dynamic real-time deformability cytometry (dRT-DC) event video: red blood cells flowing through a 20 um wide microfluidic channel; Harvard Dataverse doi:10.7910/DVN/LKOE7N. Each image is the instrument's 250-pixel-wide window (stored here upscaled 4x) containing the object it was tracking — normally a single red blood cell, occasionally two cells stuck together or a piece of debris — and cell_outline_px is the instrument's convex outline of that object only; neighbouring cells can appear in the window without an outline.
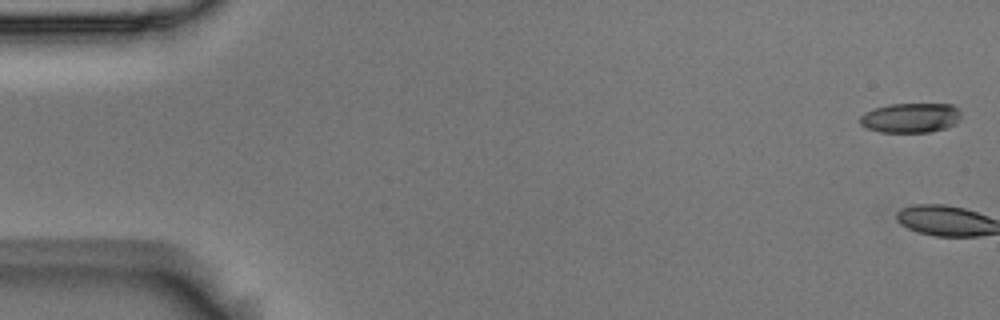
{"species": "Egyptian fruit bat (a non-hibernating species)", "species_latin": "Rousettus aegyptiacus", "temperature_condition": "room temperature", "stored_images_in_passage": 5, "camera_frame_rate_fps": 3000, "um_per_image_px": 0.085, "animal": {"sex": "male"}, "frame": {"image": 1, "passage_image": 1, "time_ms": 0.0, "image_size_px": [1000, 320], "cell_outline_px": [[960, 120], [956, 124], [948, 128], [932, 132], [880, 132], [868, 128], [860, 124], [860, 116], [864, 112], [872, 108], [888, 104], [952, 104], [960, 108]], "centroid_in_image_um": [77.43, 10.01], "position_along_channel_um": 7.6, "area_um2": 17.86}}